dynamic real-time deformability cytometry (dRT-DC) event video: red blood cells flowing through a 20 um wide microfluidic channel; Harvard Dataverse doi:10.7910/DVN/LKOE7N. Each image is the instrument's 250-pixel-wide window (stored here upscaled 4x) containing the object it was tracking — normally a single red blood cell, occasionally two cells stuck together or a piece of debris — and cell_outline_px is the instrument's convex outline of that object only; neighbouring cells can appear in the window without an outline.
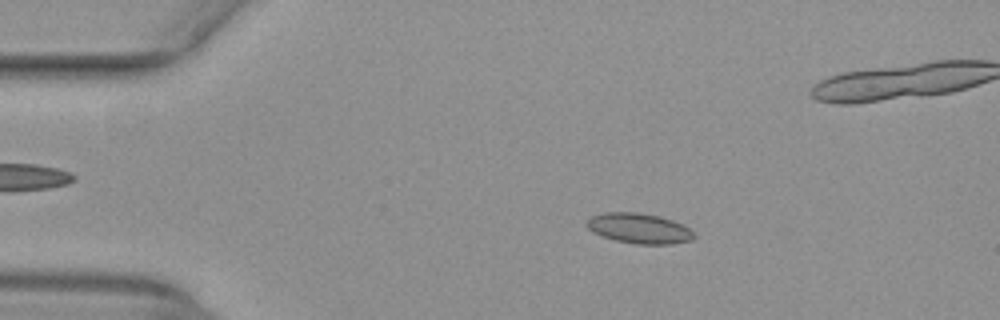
{"species": "common noctule bat (a hibernating species)", "species_latin": "Nyctalus noctula", "temperature_condition": "warm", "stored_images_in_passage": 45, "camera_frame_rate_fps": 3000, "um_per_image_px": 0.085, "animal": {"sex": "female", "body_mass_g": 29.2, "forearm_length_mm": 56.3}, "frame": {"image": 1, "passage_image": 2, "time_ms": 0.333, "image_size_px": [1000, 320], "cell_outline_px": [[696, 236], [692, 240], [672, 244], [636, 244], [616, 240], [592, 232], [584, 224], [592, 216], [604, 212], [640, 212], [660, 216], [684, 224]], "centroid_in_image_um": [54.34, 19.4], "position_along_channel_um": 30.7, "area_um2": 18.96}}
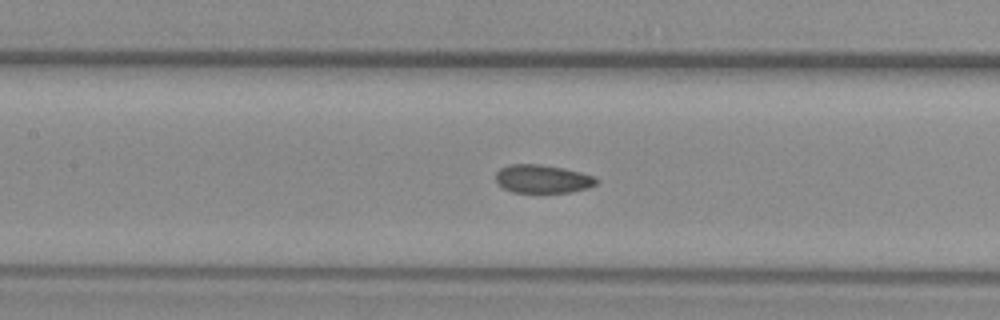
{"frame": {"image": 2, "passage_image": 16, "time_ms": 5.0, "image_size_px": [1000, 320], "cell_outline_px": [[600, 180], [596, 184], [588, 188], [572, 192], [512, 192], [504, 188], [496, 180], [496, 172], [500, 168], [508, 164], [536, 164], [564, 168], [580, 172], [592, 176]], "centroid_in_image_um": [46.12, 15.2], "position_along_channel_um": 161.3, "area_um2": 16.53}}
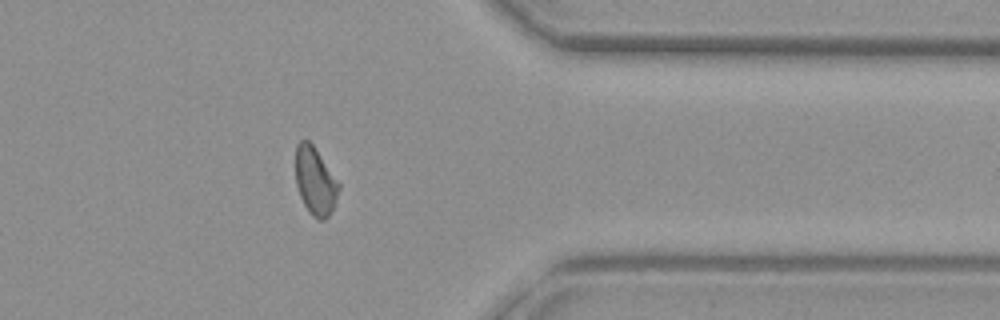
{"frame": {"image": 3, "passage_image": 34, "time_ms": 11.0, "image_size_px": [1000, 320], "cell_outline_px": [[340, 188], [332, 208], [328, 216], [324, 220], [320, 220], [312, 216], [308, 212], [300, 196], [296, 184], [296, 144], [300, 140], [308, 140], [312, 144], [340, 184]], "centroid_in_image_um": [26.78, 15.4], "position_along_channel_um": 384.6, "area_um2": 16.82}}